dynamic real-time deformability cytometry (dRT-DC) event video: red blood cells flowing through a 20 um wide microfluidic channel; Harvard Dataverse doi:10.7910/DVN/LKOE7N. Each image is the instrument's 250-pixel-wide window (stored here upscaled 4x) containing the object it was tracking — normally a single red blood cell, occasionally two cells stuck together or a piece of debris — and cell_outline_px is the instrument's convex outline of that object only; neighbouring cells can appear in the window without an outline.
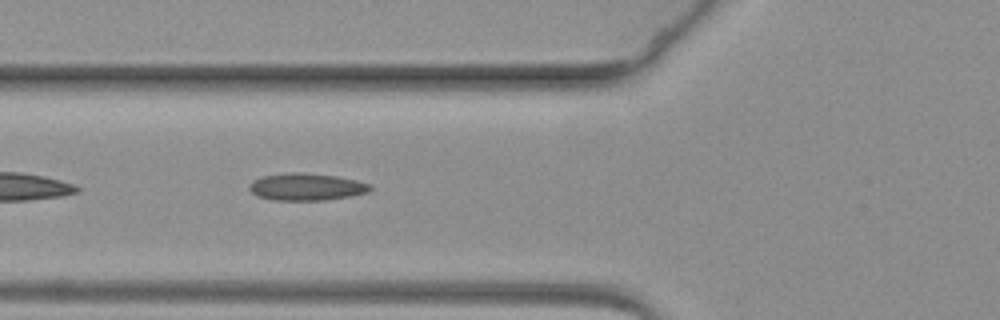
{"species": "common noctule bat (a hibernating species)", "species_latin": "Nyctalus noctula", "temperature_condition": "warm", "stored_images_in_passage": 44, "camera_frame_rate_fps": 3000, "um_per_image_px": 0.085, "animal": {"sex": "female", "body_mass_g": 19.3, "forearm_length_mm": 54.1}, "frame": {"image": 1, "passage_image": 6, "time_ms": 1.667, "image_size_px": [1000, 320], "cell_outline_px": [[372, 188], [368, 192], [352, 196], [324, 200], [272, 200], [256, 196], [248, 188], [248, 184], [252, 180], [260, 176], [288, 172], [300, 172], [336, 176], [356, 180], [372, 184]], "centroid_in_image_um": [26.01, 15.88], "position_along_channel_um": 99.8, "area_um2": 19.42}}
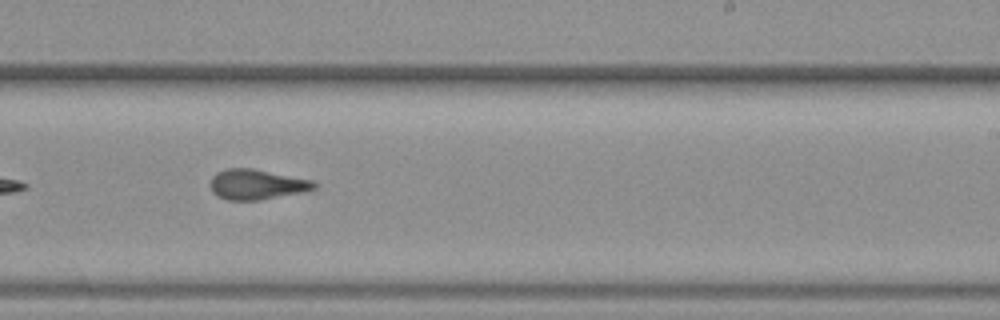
{"frame": {"image": 2, "passage_image": 21, "time_ms": 6.667, "image_size_px": [1000, 320], "cell_outline_px": [[316, 188], [304, 192], [260, 200], [228, 200], [216, 196], [212, 192], [212, 176], [216, 172], [224, 168], [252, 168], [312, 180], [316, 184]], "centroid_in_image_um": [21.81, 15.68], "position_along_channel_um": 267.2, "area_um2": 18.26}}
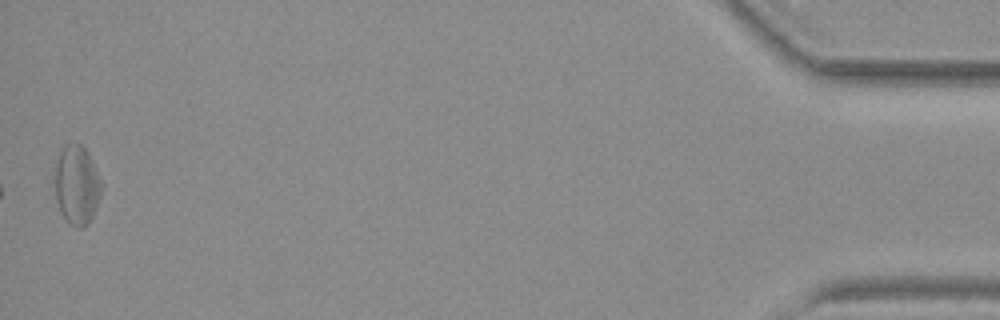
{"frame": {"image": 3, "passage_image": 44, "time_ms": 14.333, "image_size_px": [1000, 320], "cell_outline_px": [[104, 188], [96, 208], [88, 224], [80, 228], [76, 228], [60, 212], [56, 200], [56, 164], [60, 152], [64, 148], [76, 144], [80, 144], [88, 152], [104, 184]], "centroid_in_image_um": [6.59, 15.76], "position_along_channel_um": 428.6, "area_um2": 21.27}}